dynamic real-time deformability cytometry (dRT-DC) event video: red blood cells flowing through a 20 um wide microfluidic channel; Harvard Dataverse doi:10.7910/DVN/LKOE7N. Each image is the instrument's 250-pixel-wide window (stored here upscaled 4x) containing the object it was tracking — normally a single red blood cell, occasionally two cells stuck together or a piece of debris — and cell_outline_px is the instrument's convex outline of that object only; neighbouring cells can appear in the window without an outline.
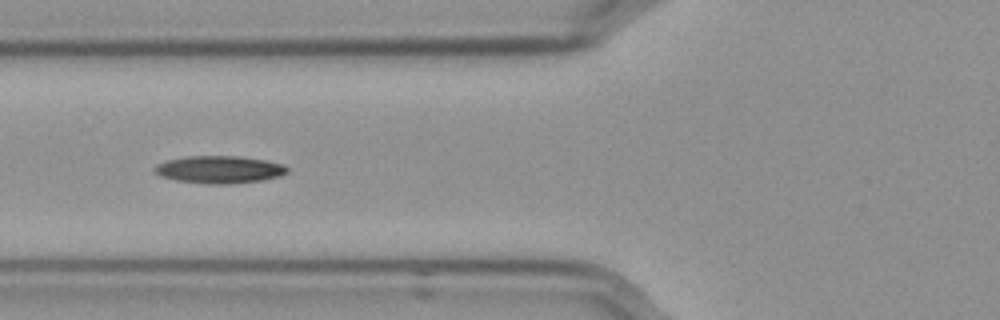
{"species": "Egyptian fruit bat (a non-hibernating species)", "species_latin": "Rousettus aegyptiacus", "temperature_condition": "cold", "stored_images_in_passage": 27, "camera_frame_rate_fps": 3000, "um_per_image_px": 0.085, "frame": {"image": 1, "passage_image": 8, "time_ms": 2.333, "image_size_px": [1000, 320], "cell_outline_px": [[288, 172], [280, 176], [260, 180], [232, 184], [208, 184], [176, 180], [160, 176], [152, 168], [156, 164], [168, 160], [184, 156], [240, 156], [264, 160], [284, 164], [288, 168]], "centroid_in_image_um": [18.64, 14.41], "position_along_channel_um": 107.2, "area_um2": 21.27}}